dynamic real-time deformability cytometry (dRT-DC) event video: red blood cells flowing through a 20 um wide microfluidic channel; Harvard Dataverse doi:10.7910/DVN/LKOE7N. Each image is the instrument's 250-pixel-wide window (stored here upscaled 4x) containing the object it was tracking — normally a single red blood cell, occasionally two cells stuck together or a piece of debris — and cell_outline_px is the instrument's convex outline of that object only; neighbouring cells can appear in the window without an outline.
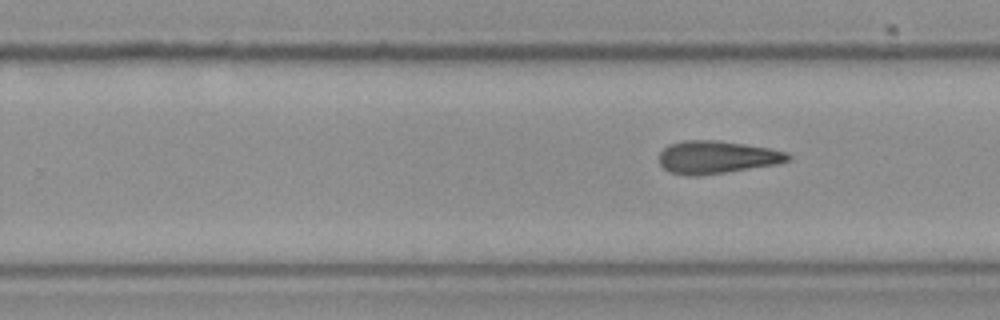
{"species": "Egyptian fruit bat (a non-hibernating species)", "species_latin": "Rousettus aegyptiacus", "temperature_condition": "cold", "stored_images_in_passage": 8, "camera_frame_rate_fps": 3000, "um_per_image_px": 0.085, "frame": {"image": 1, "passage_image": 8, "time_ms": 2.333, "image_size_px": [1000, 320], "cell_outline_px": [[792, 156], [788, 160], [776, 164], [700, 176], [688, 176], [668, 172], [660, 164], [660, 152], [668, 144], [684, 140], [716, 140], [744, 144], [768, 148], [788, 152]], "centroid_in_image_um": [60.89, 13.36], "position_along_channel_um": 268.9, "area_um2": 24.57}}